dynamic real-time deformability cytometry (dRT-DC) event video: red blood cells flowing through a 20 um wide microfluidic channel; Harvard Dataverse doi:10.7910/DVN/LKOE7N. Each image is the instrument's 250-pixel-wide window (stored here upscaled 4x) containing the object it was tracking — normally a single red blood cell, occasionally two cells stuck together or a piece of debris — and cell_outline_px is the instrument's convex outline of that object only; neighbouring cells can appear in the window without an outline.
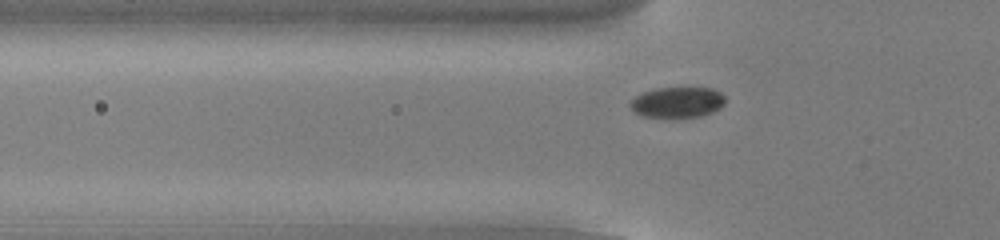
{"species": "common noctule bat (a hibernating species)", "species_latin": "Nyctalus noctula", "temperature_condition": "cold", "stored_images_in_passage": 48, "camera_frame_rate_fps": 3000, "um_per_image_px": 0.085, "animal": {"sex": "male", "body_mass_g": 13.0, "forearm_length_mm": 53.1}, "frame": {"image": 1, "passage_image": 12, "time_ms": 3.667, "image_size_px": [1000, 240], "cell_outline_px": [[724, 104], [720, 108], [712, 112], [700, 116], [676, 120], [664, 120], [640, 116], [628, 104], [636, 96], [644, 92], [656, 88], [712, 88], [720, 92], [724, 96]], "centroid_in_image_um": [57.55, 8.75], "position_along_channel_um": 68.2, "area_um2": 17.63}}
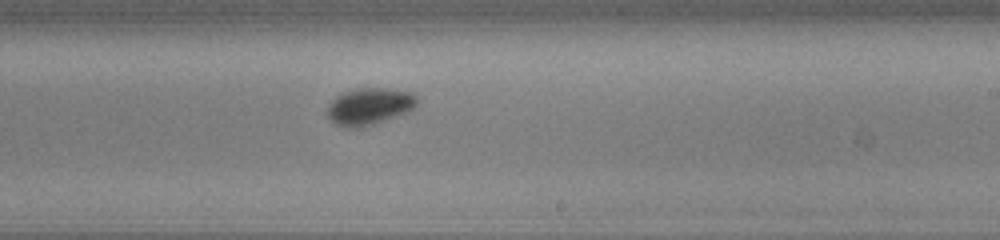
{"frame": {"image": 2, "passage_image": 27, "time_ms": 8.667, "image_size_px": [1000, 240], "cell_outline_px": [[416, 108], [364, 128], [348, 128], [336, 124], [328, 116], [328, 104], [340, 92], [360, 88], [384, 88], [412, 92], [416, 96]], "centroid_in_image_um": [31.38, 9.04], "position_along_channel_um": 257.6, "area_um2": 19.31}}
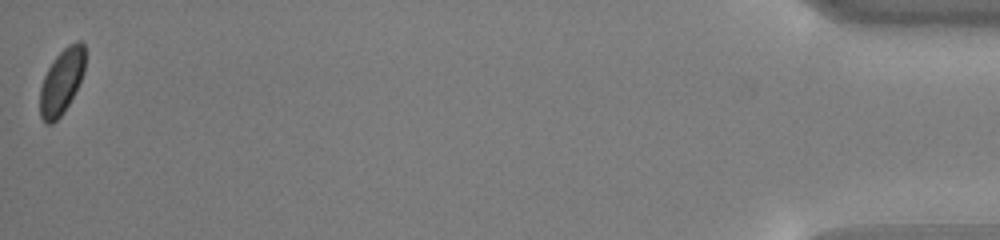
{"frame": {"image": 3, "passage_image": 48, "time_ms": 15.667, "image_size_px": [1000, 240], "cell_outline_px": [[84, 72], [64, 112], [52, 124], [44, 124], [40, 116], [40, 88], [44, 76], [52, 60], [68, 44], [76, 40], [80, 40], [84, 44]], "centroid_in_image_um": [5.22, 6.92], "position_along_channel_um": 430.0, "area_um2": 17.05}, "authors_computed_cell_mechanics": {"area_um2": 18.0914, "velocity_mm_per_s": 3.8081, "shape_relaxation_time_tau1_ms": 7.4186, "shape_relaxation_time_tau2_ms": null, "deformation_change_tau1": 0.0836, "deformation_change_tau2": null}}